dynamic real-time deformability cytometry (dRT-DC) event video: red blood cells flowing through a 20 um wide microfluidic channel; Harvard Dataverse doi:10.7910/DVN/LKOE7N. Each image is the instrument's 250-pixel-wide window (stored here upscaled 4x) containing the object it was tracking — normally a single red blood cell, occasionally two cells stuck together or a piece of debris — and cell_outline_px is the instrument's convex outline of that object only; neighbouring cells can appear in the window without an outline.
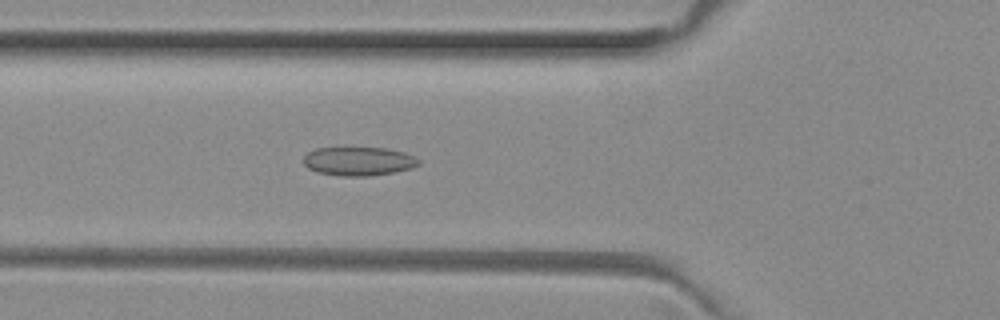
{"species": "common noctule bat (a hibernating species)", "species_latin": "Nyctalus noctula", "temperature_condition": "room temperature", "stored_images_in_passage": 51, "camera_frame_rate_fps": 3000, "um_per_image_px": 0.085, "animal": {"sex": "female", "body_mass_g": 29.2, "forearm_length_mm": 56.3}, "frame": {"image": 1, "passage_image": 18, "time_ms": 5.667, "image_size_px": [1000, 320], "cell_outline_px": [[420, 164], [412, 168], [396, 172], [368, 176], [340, 176], [316, 172], [308, 168], [304, 164], [304, 156], [308, 152], [316, 148], [384, 148], [404, 152], [416, 156], [420, 160]], "centroid_in_image_um": [30.51, 13.71], "position_along_channel_um": 95.3, "area_um2": 19.42}}
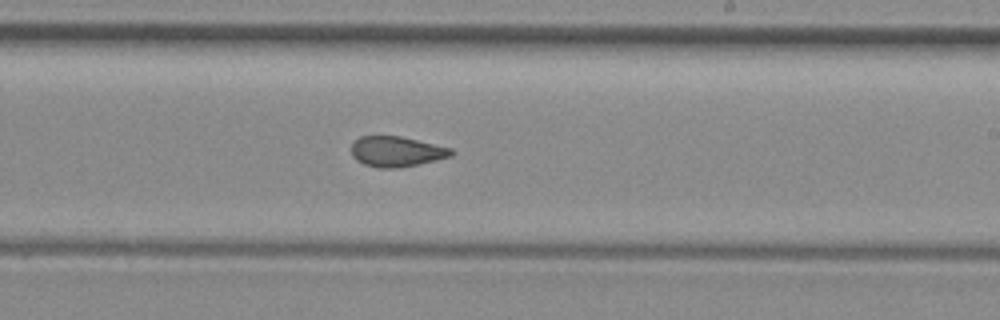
{"frame": {"image": 2, "passage_image": 30, "time_ms": 9.667, "image_size_px": [1000, 320], "cell_outline_px": [[456, 152], [452, 156], [436, 160], [400, 168], [380, 168], [364, 164], [356, 160], [352, 156], [352, 144], [360, 136], [400, 136], [452, 148]], "centroid_in_image_um": [33.72, 12.88], "position_along_channel_um": 255.3, "area_um2": 17.69}}
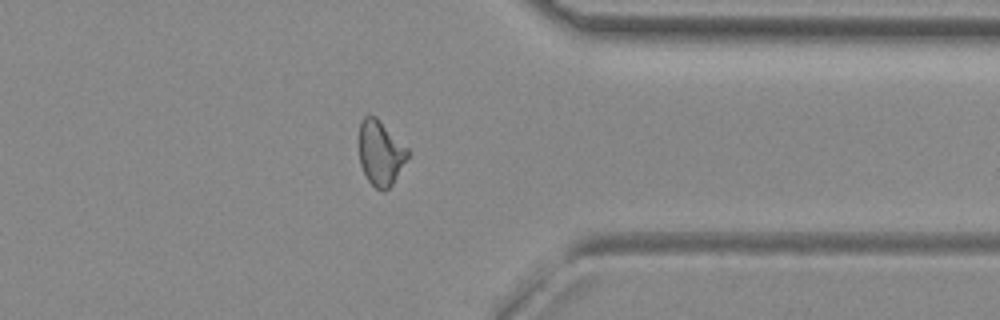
{"frame": {"image": 3, "passage_image": 40, "time_ms": 13.0, "image_size_px": [1000, 320], "cell_outline_px": [[408, 156], [392, 184], [384, 192], [380, 192], [368, 180], [360, 164], [360, 120], [364, 116], [376, 116], [408, 148]], "centroid_in_image_um": [32.34, 13.0], "position_along_channel_um": 379.1, "area_um2": 18.15}, "authors_computed_cell_mechanics": {"area_um2": 18.785, "velocity_mm_per_s": 3.9958, "shape_relaxation_time_tau1_ms": null, "shape_relaxation_time_tau2_ms": 2.0434, "deformation_change_tau1": null, "deformation_change_tau2": 0.0745}}